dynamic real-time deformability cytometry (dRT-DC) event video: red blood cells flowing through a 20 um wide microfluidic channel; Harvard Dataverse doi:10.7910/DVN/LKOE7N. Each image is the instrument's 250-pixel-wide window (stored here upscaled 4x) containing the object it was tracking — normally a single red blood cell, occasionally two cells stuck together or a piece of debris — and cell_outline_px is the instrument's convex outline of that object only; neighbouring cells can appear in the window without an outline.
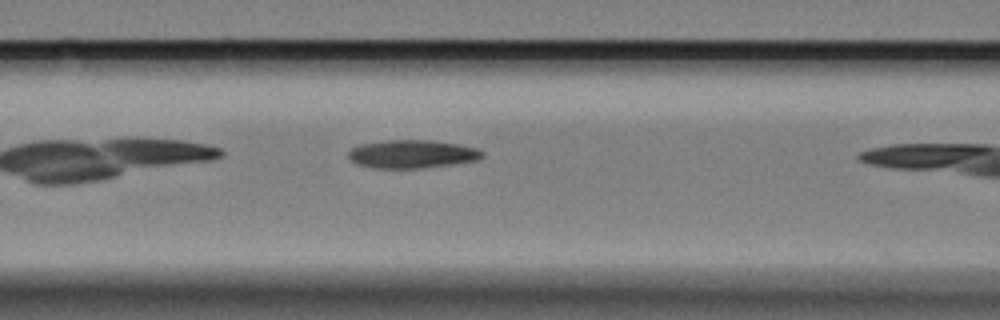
{"species": "Egyptian fruit bat (a non-hibernating species)", "species_latin": "Rousettus aegyptiacus", "temperature_condition": "cold", "stored_images_in_passage": 9, "camera_frame_rate_fps": 3000, "um_per_image_px": 0.085, "animal": {"sex": "female"}, "frame": {"image": 1, "passage_image": 8, "time_ms": 2.333, "image_size_px": [1000, 320], "cell_outline_px": [[484, 156], [476, 160], [452, 164], [420, 168], [372, 168], [356, 164], [348, 156], [348, 152], [352, 148], [360, 144], [384, 140], [428, 140], [456, 144], [476, 148], [484, 152]], "centroid_in_image_um": [34.99, 13.09], "position_along_channel_um": 131.6, "area_um2": 21.91}}